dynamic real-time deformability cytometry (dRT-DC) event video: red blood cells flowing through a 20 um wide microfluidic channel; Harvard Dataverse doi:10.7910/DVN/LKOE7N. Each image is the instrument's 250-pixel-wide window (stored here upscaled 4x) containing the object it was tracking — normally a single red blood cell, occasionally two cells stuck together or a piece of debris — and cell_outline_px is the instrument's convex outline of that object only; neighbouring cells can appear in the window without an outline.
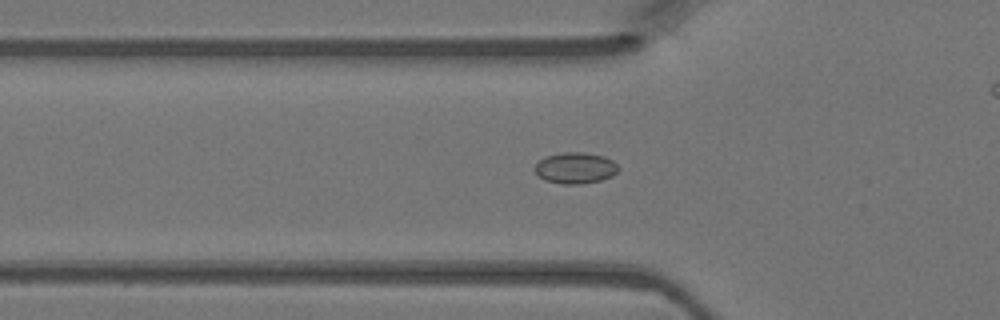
{"species": "Egyptian fruit bat (a non-hibernating species)", "species_latin": "Rousettus aegyptiacus", "temperature_condition": "warm", "stored_images_in_passage": 37, "camera_frame_rate_fps": 3000, "um_per_image_px": 0.085, "animal": {"sex": "female"}, "frame": {"image": 1, "passage_image": 5, "time_ms": 1.333, "image_size_px": [1000, 320], "cell_outline_px": [[620, 168], [612, 176], [600, 180], [580, 184], [564, 184], [544, 180], [536, 172], [536, 164], [544, 156], [564, 152], [584, 152], [604, 156], [612, 160]], "centroid_in_image_um": [48.92, 14.27], "position_along_channel_um": 76.9, "area_um2": 15.09}}
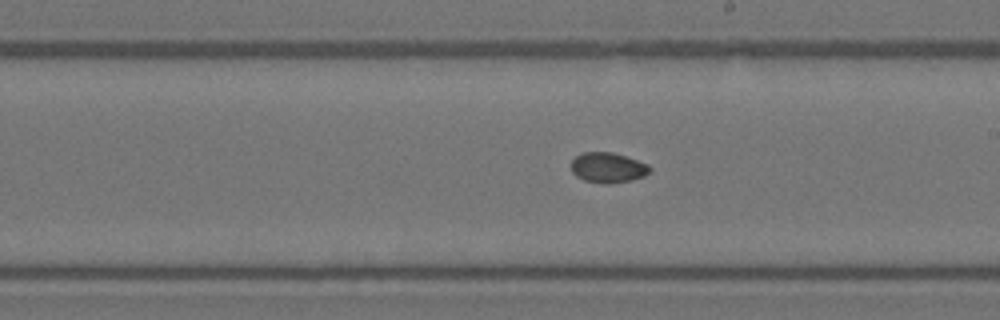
{"frame": {"image": 2, "passage_image": 16, "time_ms": 5.0, "image_size_px": [1000, 320], "cell_outline_px": [[652, 168], [644, 176], [632, 180], [608, 184], [584, 180], [576, 176], [572, 172], [572, 160], [580, 152], [612, 152], [648, 164]], "centroid_in_image_um": [51.66, 14.24], "position_along_channel_um": 237.3, "area_um2": 13.76}}
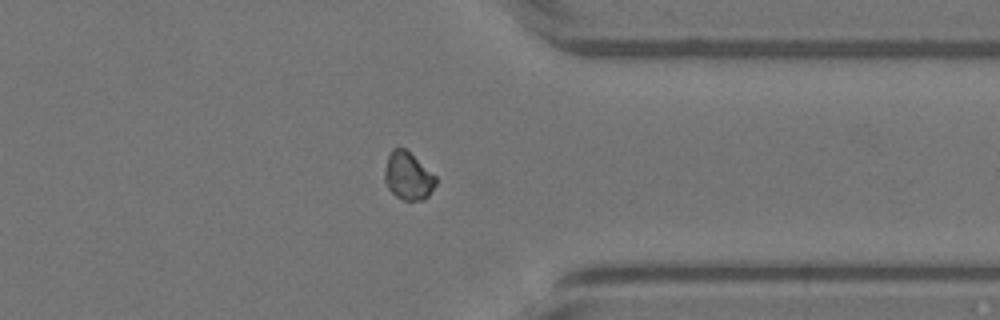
{"frame": {"image": 3, "passage_image": 26, "time_ms": 8.333, "image_size_px": [1000, 320], "cell_outline_px": [[436, 184], [428, 196], [424, 200], [404, 200], [396, 196], [388, 188], [384, 180], [384, 172], [388, 156], [392, 148], [404, 148], [436, 176]], "centroid_in_image_um": [34.67, 14.97], "position_along_channel_um": 376.7, "area_um2": 14.05}}